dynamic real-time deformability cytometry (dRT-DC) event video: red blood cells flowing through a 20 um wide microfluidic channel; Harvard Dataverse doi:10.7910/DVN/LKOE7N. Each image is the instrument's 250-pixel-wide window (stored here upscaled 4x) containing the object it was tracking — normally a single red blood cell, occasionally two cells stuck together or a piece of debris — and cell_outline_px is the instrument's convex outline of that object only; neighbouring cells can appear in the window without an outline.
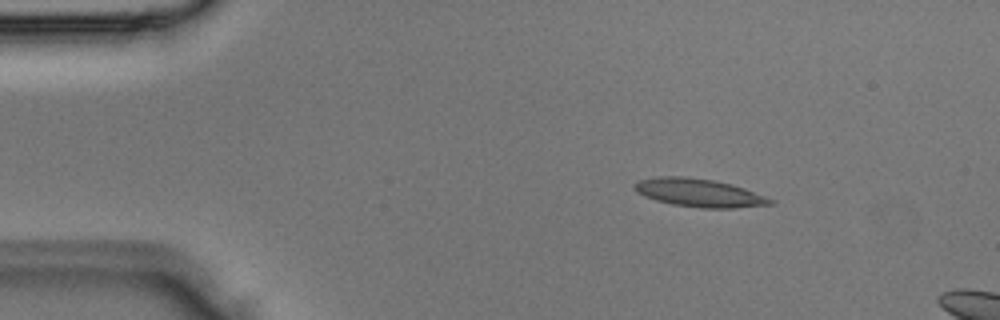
{"species": "Egyptian fruit bat (a non-hibernating species)", "species_latin": "Rousettus aegyptiacus", "temperature_condition": "room temperature", "stored_images_in_passage": 4, "camera_frame_rate_fps": 3000, "um_per_image_px": 0.085, "animal": {"sex": "male"}, "frame": {"image": 1, "passage_image": 2, "time_ms": 0.333, "image_size_px": [1000, 320], "cell_outline_px": [[776, 204], [732, 208], [700, 208], [672, 204], [656, 200], [644, 196], [636, 192], [636, 184], [640, 180], [656, 176], [684, 176], [712, 180], [732, 184], [744, 188], [776, 200]], "centroid_in_image_um": [59.47, 16.39], "position_along_channel_um": 25.5, "area_um2": 22.25}}